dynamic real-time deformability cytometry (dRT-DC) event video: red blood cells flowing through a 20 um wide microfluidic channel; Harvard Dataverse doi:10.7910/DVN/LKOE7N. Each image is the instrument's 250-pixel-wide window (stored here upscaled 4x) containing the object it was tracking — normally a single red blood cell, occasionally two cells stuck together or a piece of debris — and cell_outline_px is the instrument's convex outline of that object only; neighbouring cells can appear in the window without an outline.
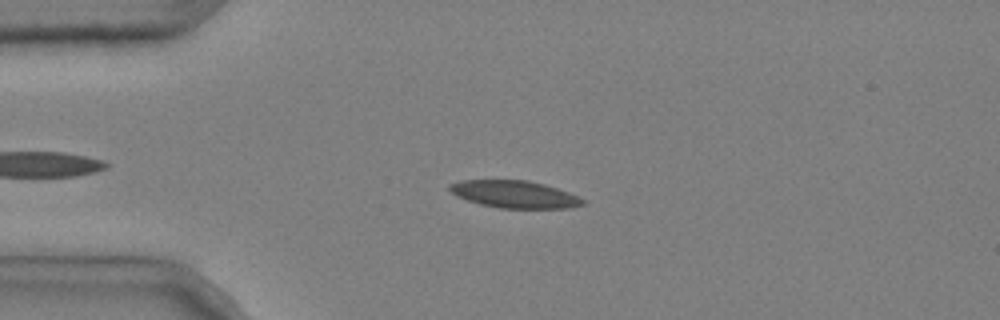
{"species": "common noctule bat (a hibernating species)", "species_latin": "Nyctalus noctula", "temperature_condition": "cold", "stored_images_in_passage": 48, "camera_frame_rate_fps": 3000, "um_per_image_px": 0.085, "animal": {"sex": "male", "body_mass_g": 20.4}, "frame": {"image": 1, "passage_image": 9, "time_ms": 2.667, "image_size_px": [1000, 320], "cell_outline_px": [[584, 204], [568, 208], [500, 208], [480, 204], [456, 196], [448, 188], [448, 184], [460, 180], [528, 180], [544, 184], [568, 192], [584, 200]], "centroid_in_image_um": [43.69, 16.51], "position_along_channel_um": 41.3, "area_um2": 21.04}}
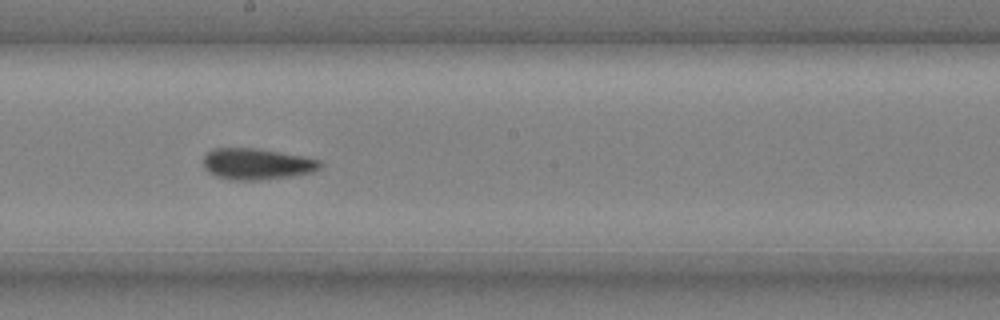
{"frame": {"image": 2, "passage_image": 26, "time_ms": 8.333, "image_size_px": [1000, 320], "cell_outline_px": [[324, 164], [320, 168], [312, 172], [292, 176], [260, 180], [232, 180], [216, 176], [208, 172], [204, 168], [204, 156], [212, 148], [256, 148], [280, 152], [320, 160]], "centroid_in_image_um": [21.82, 13.94], "position_along_channel_um": 226.4, "area_um2": 21.27}}
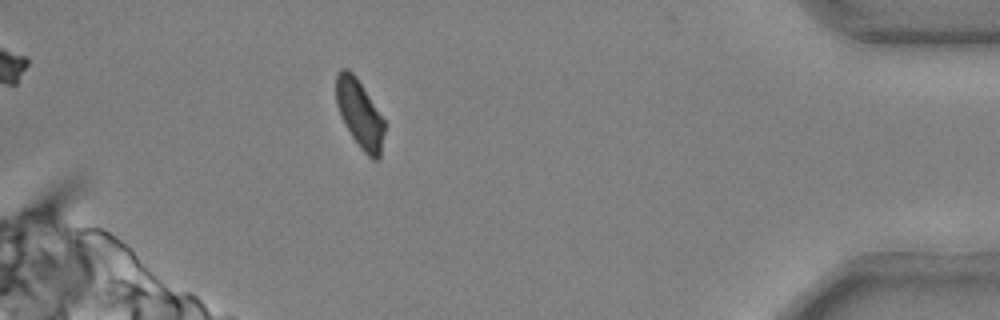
{"frame": {"image": 3, "passage_image": 44, "time_ms": 14.333, "image_size_px": [1000, 320], "cell_outline_px": [[384, 132], [380, 156], [376, 160], [372, 160], [360, 148], [344, 124], [340, 116], [336, 104], [336, 76], [340, 68], [348, 68], [356, 76], [384, 120]], "centroid_in_image_um": [30.55, 9.66], "position_along_channel_um": 404.7, "area_um2": 19.07}, "authors_computed_cell_mechanics": {"area_um2": 21.3282, "velocity_mm_per_s": 3.6809, "shape_relaxation_time_tau1_ms": 5.5882, "shape_relaxation_time_tau2_ms": 2.9144, "deformation_change_tau1": 0.1272, "deformation_change_tau2": 0.0609}}